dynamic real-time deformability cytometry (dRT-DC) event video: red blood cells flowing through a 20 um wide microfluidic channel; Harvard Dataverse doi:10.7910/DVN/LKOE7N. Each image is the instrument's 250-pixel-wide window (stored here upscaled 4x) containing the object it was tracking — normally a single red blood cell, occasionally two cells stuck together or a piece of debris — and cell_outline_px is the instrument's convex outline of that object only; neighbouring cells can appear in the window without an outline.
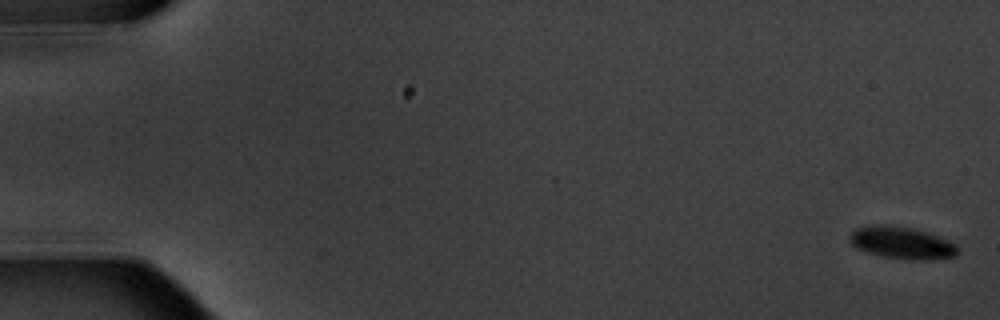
{"species": "common noctule bat (a hibernating species)", "species_latin": "Nyctalus noctula", "temperature_condition": "warm", "stored_images_in_passage": 6, "segment_of_instrument_passage": [1, 2], "camera_frame_rate_fps": 3000, "um_per_image_px": 0.085, "animal": {"sex": "male", "body_mass_g": 20.1, "forearm_length_mm": 53.5}, "frame": {"image": 1, "passage_image": 1, "time_ms": 0.0, "image_size_px": [1000, 320], "cell_outline_px": [[960, 252], [956, 256], [924, 260], [908, 260], [884, 256], [868, 252], [856, 248], [848, 240], [848, 236], [856, 228], [868, 224], [888, 224], [928, 232], [948, 240], [956, 244], [960, 248]], "centroid_in_image_um": [76.65, 20.63], "position_along_channel_um": 8.3, "area_um2": 20.46}}
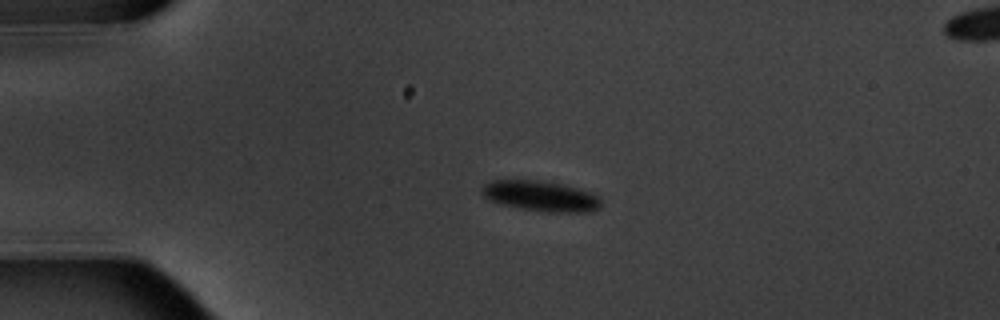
{"frame": {"image": 2, "passage_image": 4, "time_ms": 4.333, "image_size_px": [1000, 320], "cell_outline_px": [[600, 208], [592, 212], [544, 212], [520, 208], [500, 204], [488, 200], [480, 192], [480, 188], [484, 184], [492, 180], [544, 180], [564, 184], [592, 192], [600, 200]], "centroid_in_image_um": [45.94, 16.66], "position_along_channel_um": 39.1, "area_um2": 21.5}}